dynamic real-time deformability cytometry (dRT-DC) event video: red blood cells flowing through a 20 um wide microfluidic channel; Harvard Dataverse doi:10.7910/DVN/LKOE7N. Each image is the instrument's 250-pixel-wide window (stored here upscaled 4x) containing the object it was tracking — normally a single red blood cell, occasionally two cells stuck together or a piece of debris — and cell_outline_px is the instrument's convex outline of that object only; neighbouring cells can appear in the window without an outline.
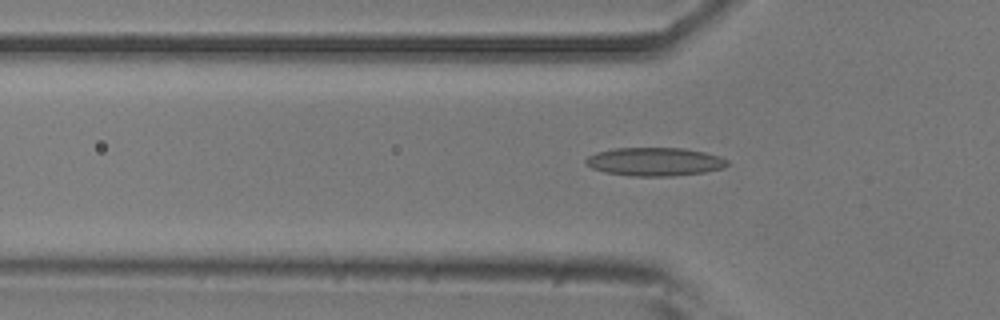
{"species": "common noctule bat (a hibernating species)", "species_latin": "Nyctalus noctula", "temperature_condition": "room temperature", "stored_images_in_passage": 45, "camera_frame_rate_fps": 3000, "um_per_image_px": 0.085, "animal": {"sex": "male", "body_mass_g": 20.5, "forearm_length_mm": 52.5}, "frame": {"image": 1, "passage_image": 16, "time_ms": 5.0, "image_size_px": [1000, 320], "cell_outline_px": [[728, 164], [724, 168], [704, 172], [672, 176], [632, 176], [604, 172], [592, 168], [584, 164], [584, 160], [588, 156], [596, 152], [616, 148], [684, 148], [704, 152], [720, 156], [728, 160]], "centroid_in_image_um": [55.64, 13.74], "position_along_channel_um": 70.2, "area_um2": 23.52}}
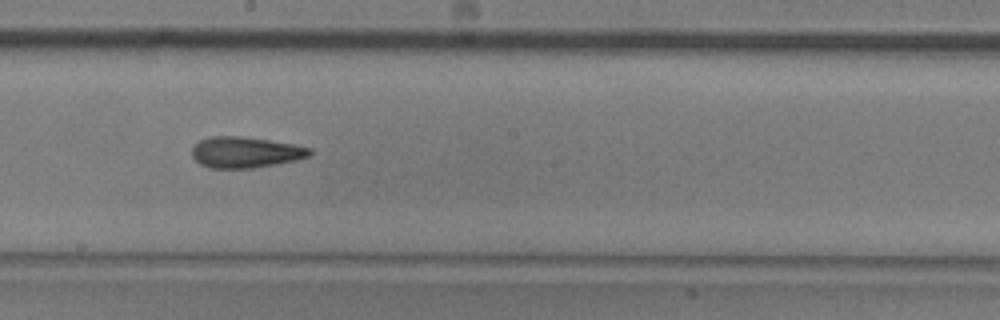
{"frame": {"image": 2, "passage_image": 28, "time_ms": 9.0, "image_size_px": [1000, 320], "cell_outline_px": [[312, 156], [296, 160], [252, 168], [208, 168], [200, 164], [192, 156], [192, 144], [200, 140], [212, 136], [240, 136], [268, 140], [292, 144], [312, 148]], "centroid_in_image_um": [20.84, 12.94], "position_along_channel_um": 227.4, "area_um2": 21.33}}
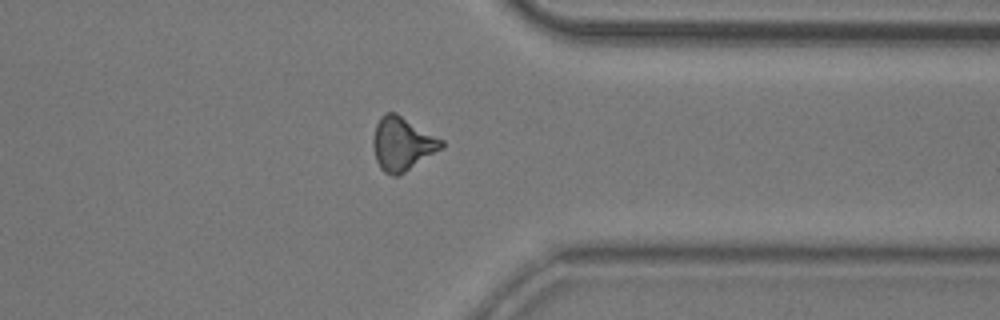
{"frame": {"image": 3, "passage_image": 40, "time_ms": 13.0, "image_size_px": [1000, 320], "cell_outline_px": [[444, 148], [404, 172], [396, 176], [392, 176], [384, 172], [380, 168], [376, 160], [372, 144], [372, 140], [376, 124], [380, 116], [384, 112], [396, 112], [444, 140]], "centroid_in_image_um": [34.19, 12.21], "position_along_channel_um": 377.2, "area_um2": 21.5}, "authors_computed_cell_mechanics": {"area_um2": 21.097, "velocity_mm_per_s": 3.8889, "shape_relaxation_time_tau1_ms": 8.2578, "shape_relaxation_time_tau2_ms": 3.1941, "deformation_change_tau1": 0.2103, "deformation_change_tau2": 0.1311}}